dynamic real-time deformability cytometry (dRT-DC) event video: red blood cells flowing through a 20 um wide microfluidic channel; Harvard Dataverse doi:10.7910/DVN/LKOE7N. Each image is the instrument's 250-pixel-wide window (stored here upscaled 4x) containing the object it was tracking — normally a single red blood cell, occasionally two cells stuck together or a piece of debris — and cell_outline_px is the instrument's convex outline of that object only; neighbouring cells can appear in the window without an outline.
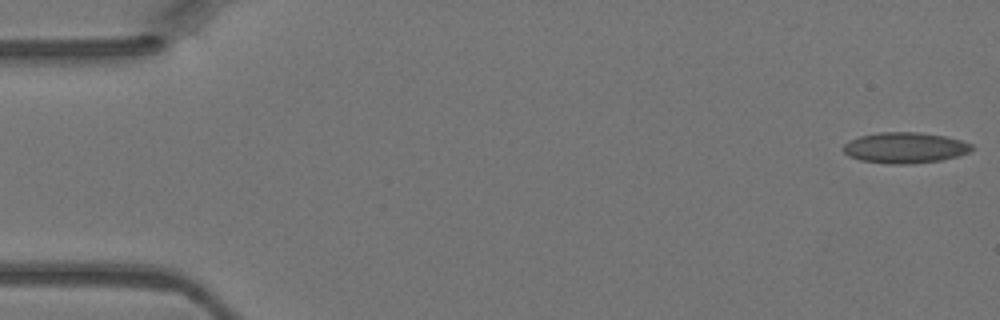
{"species": "Egyptian fruit bat (a non-hibernating species)", "species_latin": "Rousettus aegyptiacus", "temperature_condition": "warm", "stored_images_in_passage": 47, "camera_frame_rate_fps": 3000, "um_per_image_px": 0.085, "animal": {"sex": "female"}, "frame": {"image": 1, "passage_image": 1, "time_ms": 0.0, "image_size_px": [1000, 320], "cell_outline_px": [[976, 148], [968, 152], [956, 156], [940, 160], [908, 164], [888, 164], [860, 160], [848, 156], [844, 152], [844, 144], [848, 140], [860, 136], [880, 132], [920, 132], [944, 136], [960, 140], [972, 144]], "centroid_in_image_um": [76.91, 12.55], "position_along_channel_um": 8.1, "area_um2": 23.06}}
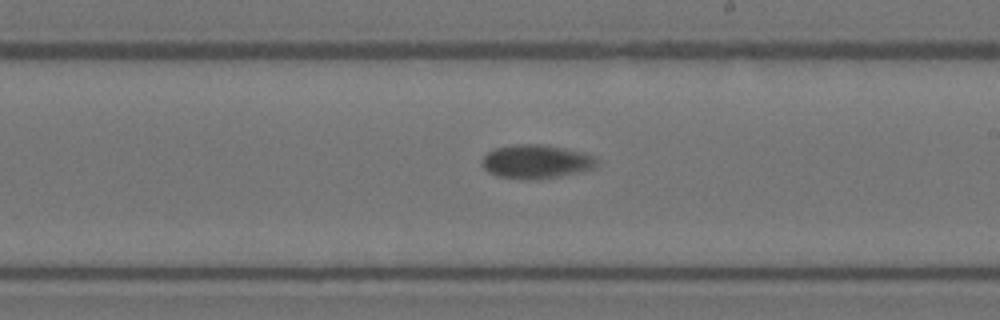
{"frame": {"image": 2, "passage_image": 27, "time_ms": 8.667, "image_size_px": [1000, 320], "cell_outline_px": [[600, 164], [584, 172], [540, 180], [520, 180], [496, 176], [488, 172], [480, 164], [480, 160], [488, 152], [496, 148], [512, 144], [540, 144], [564, 148], [584, 152], [596, 156], [600, 160]], "centroid_in_image_um": [45.61, 13.76], "position_along_channel_um": 243.4, "area_um2": 23.41}}
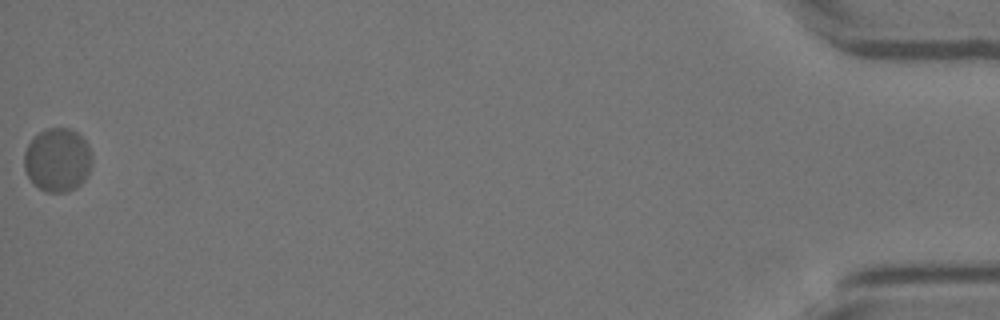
{"frame": {"image": 3, "passage_image": 47, "time_ms": 15.333, "image_size_px": [1000, 320], "cell_outline_px": [[92, 164], [84, 180], [76, 188], [68, 192], [44, 192], [32, 184], [24, 168], [24, 152], [28, 144], [44, 128], [68, 128], [76, 132], [88, 144], [92, 152]], "centroid_in_image_um": [4.89, 13.61], "position_along_channel_um": 430.3, "area_um2": 25.37}}